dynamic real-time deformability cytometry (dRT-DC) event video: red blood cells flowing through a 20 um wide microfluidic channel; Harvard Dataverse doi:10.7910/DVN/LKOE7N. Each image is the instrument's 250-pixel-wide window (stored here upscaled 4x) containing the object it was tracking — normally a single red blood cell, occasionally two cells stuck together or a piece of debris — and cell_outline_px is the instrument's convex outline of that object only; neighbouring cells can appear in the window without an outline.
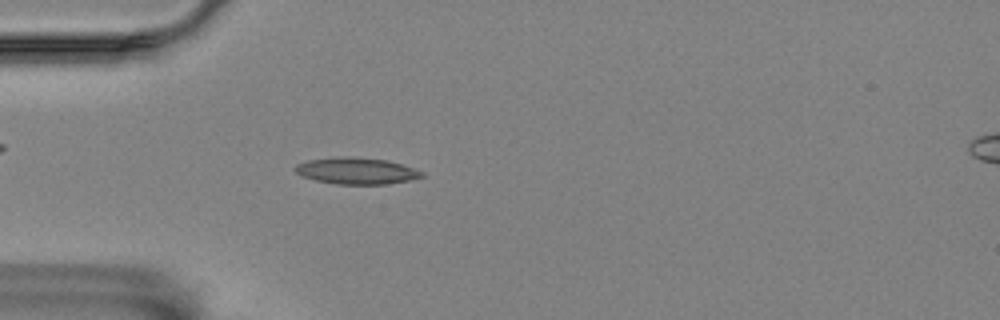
{"species": "Egyptian fruit bat (a non-hibernating species)", "species_latin": "Rousettus aegyptiacus", "temperature_condition": "room temperature", "stored_images_in_passage": 56, "camera_frame_rate_fps": 3000, "um_per_image_px": 0.085, "animal": {"sex": "female"}, "frame": {"image": 1, "passage_image": 16, "time_ms": 5.0, "image_size_px": [1000, 320], "cell_outline_px": [[424, 176], [408, 180], [384, 184], [336, 184], [316, 180], [300, 176], [292, 168], [296, 164], [308, 160], [336, 156], [356, 156], [388, 160], [424, 172]], "centroid_in_image_um": [30.23, 14.5], "position_along_channel_um": 54.8, "area_um2": 19.71}}
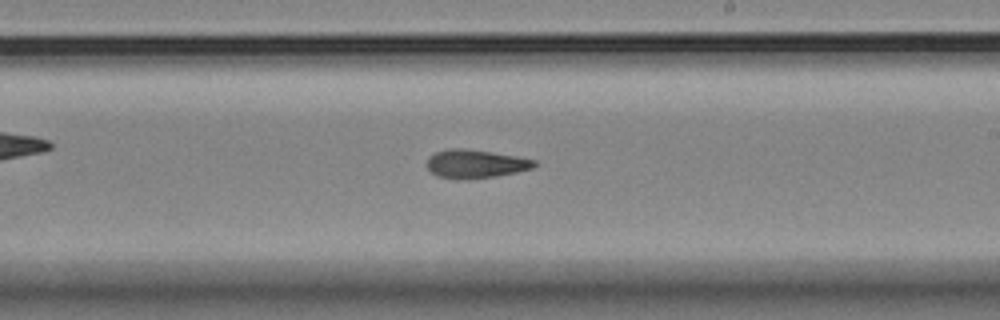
{"frame": {"image": 2, "passage_image": 33, "time_ms": 10.667, "image_size_px": [1000, 320], "cell_outline_px": [[536, 164], [532, 168], [516, 172], [496, 176], [460, 180], [456, 180], [436, 176], [428, 168], [428, 156], [436, 152], [452, 148], [460, 148], [492, 152], [516, 156], [536, 160]], "centroid_in_image_um": [40.4, 13.94], "position_along_channel_um": 248.6, "area_um2": 17.74}}
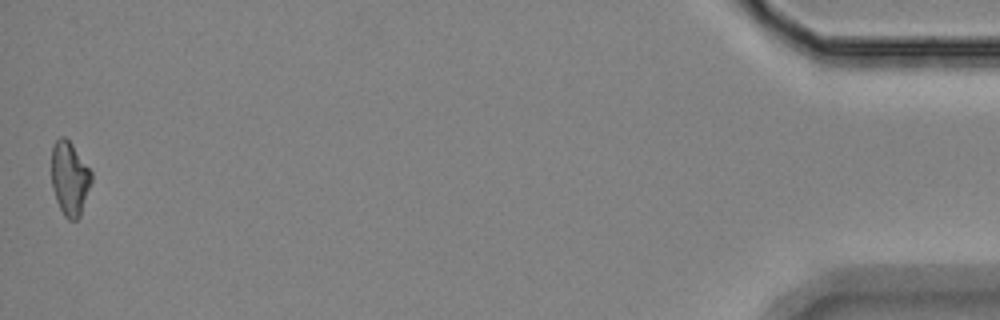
{"frame": {"image": 3, "passage_image": 56, "time_ms": 18.333, "image_size_px": [1000, 320], "cell_outline_px": [[92, 180], [80, 216], [76, 220], [68, 220], [64, 216], [56, 200], [52, 188], [52, 144], [60, 136], [64, 136], [72, 144], [92, 172]], "centroid_in_image_um": [5.92, 15.16], "position_along_channel_um": 429.3, "area_um2": 17.17}, "authors_computed_cell_mechanics": {"area_um2": 17.8024, "velocity_mm_per_s": 3.5229, "shape_relaxation_time_tau1_ms": 5.6536, "shape_relaxation_time_tau2_ms": 6.2664, "deformation_change_tau1": 0.1378, "deformation_change_tau2": 0.1523}}